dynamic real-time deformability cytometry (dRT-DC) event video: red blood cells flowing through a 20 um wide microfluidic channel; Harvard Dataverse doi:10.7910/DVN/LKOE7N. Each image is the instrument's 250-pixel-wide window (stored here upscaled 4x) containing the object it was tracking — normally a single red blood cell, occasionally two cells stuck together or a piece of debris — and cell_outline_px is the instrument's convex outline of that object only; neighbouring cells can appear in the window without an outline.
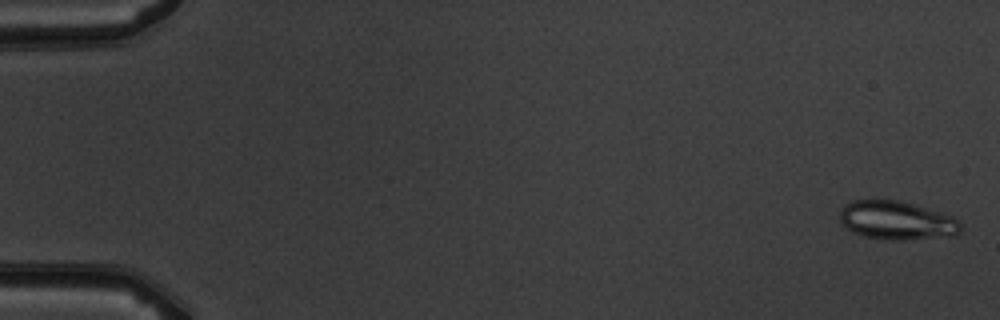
{"species": "common noctule bat (a hibernating species)", "species_latin": "Nyctalus noctula", "temperature_condition": "warm", "stored_images_in_passage": 6, "camera_frame_rate_fps": 3000, "um_per_image_px": 0.085, "animal": {"sex": "male", "body_mass_g": 19.5, "forearm_length_mm": 54.6}, "frame": {"image": 1, "passage_image": 1, "time_ms": 0.0, "image_size_px": [1000, 320], "cell_outline_px": [[960, 232], [956, 236], [904, 240], [888, 240], [864, 236], [852, 232], [840, 224], [840, 208], [844, 204], [852, 200], [896, 200], [912, 204], [940, 212], [952, 216], [960, 224]], "centroid_in_image_um": [76.18, 18.75], "position_along_channel_um": 8.8, "area_um2": 27.34}}